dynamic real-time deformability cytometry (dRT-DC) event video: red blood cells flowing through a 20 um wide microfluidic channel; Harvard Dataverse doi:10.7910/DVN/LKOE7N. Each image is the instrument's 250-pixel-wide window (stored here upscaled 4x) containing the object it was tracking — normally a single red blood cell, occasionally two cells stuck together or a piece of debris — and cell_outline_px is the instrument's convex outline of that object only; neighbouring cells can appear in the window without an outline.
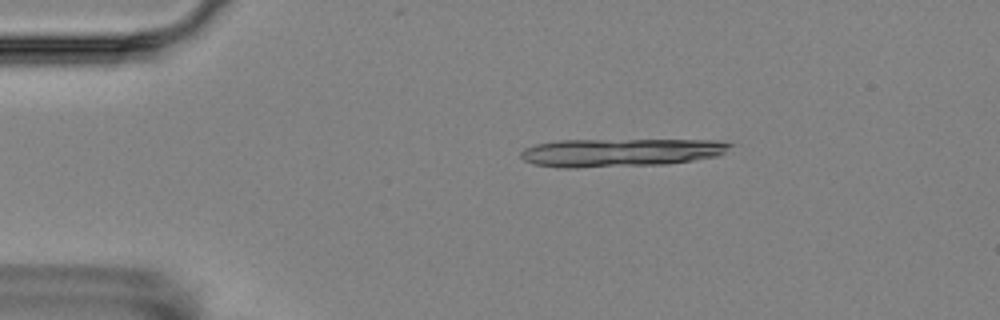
{"species": "Egyptian fruit bat (a non-hibernating species)", "species_latin": "Rousettus aegyptiacus", "temperature_condition": "room temperature", "stored_images_in_passage": 5, "camera_frame_rate_fps": 3000, "um_per_image_px": 0.085, "animal": {"sex": "female"}, "frame": {"image": 1, "passage_image": 3, "time_ms": 2.0, "image_size_px": [1000, 320], "cell_outline_px": [[736, 144], [724, 152], [716, 156], [692, 160], [664, 164], [576, 168], [560, 168], [536, 164], [524, 160], [520, 156], [520, 152], [524, 148], [536, 144], [556, 140], [716, 140]], "centroid_in_image_um": [52.72, 12.96], "position_along_channel_um": 32.3, "area_um2": 34.39}}